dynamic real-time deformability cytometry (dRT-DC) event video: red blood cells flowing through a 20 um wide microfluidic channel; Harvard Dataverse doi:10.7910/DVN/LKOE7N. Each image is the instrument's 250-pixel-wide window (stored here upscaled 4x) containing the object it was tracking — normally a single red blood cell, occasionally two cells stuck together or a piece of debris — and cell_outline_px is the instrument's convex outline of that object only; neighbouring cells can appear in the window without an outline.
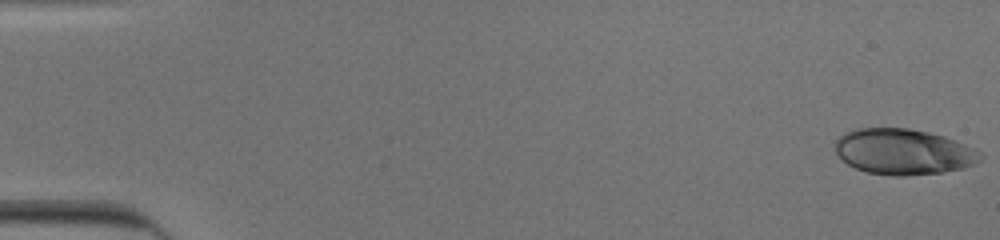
{"species": "human", "species_latin": "Homo sapiens", "temperature_condition": "cold", "stored_images_in_passage": 52, "camera_frame_rate_fps": 3000, "um_per_image_px": 0.085, "donor": {"sex": "male"}, "frame": {"image": 1, "passage_image": 1, "time_ms": 0.0, "image_size_px": [1000, 240], "cell_outline_px": [[984, 160], [976, 164], [964, 168], [940, 172], [904, 176], [892, 176], [868, 172], [856, 168], [848, 164], [836, 152], [836, 140], [840, 136], [856, 128], [908, 128], [928, 132], [944, 136], [976, 148], [984, 156]], "centroid_in_image_um": [76.86, 12.9], "position_along_channel_um": 8.1, "area_um2": 38.73}}
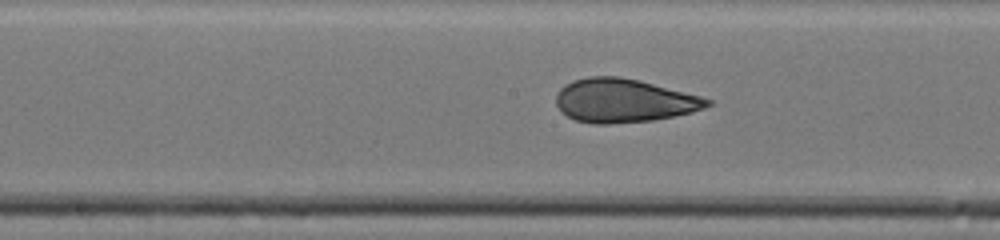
{"frame": {"image": 2, "passage_image": 28, "time_ms": 9.0, "image_size_px": [1000, 240], "cell_outline_px": [[712, 104], [704, 108], [692, 112], [652, 120], [608, 124], [596, 124], [576, 120], [568, 116], [556, 104], [556, 92], [564, 84], [572, 80], [588, 76], [620, 76], [640, 80], [700, 96], [712, 100]], "centroid_in_image_um": [53.01, 8.53], "position_along_channel_um": 195.2, "area_um2": 38.38}}
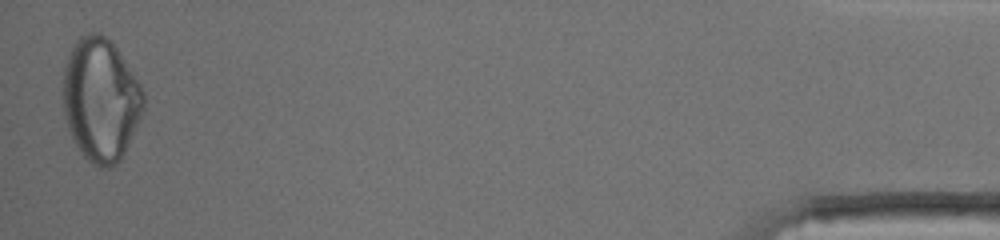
{"frame": {"image": 3, "passage_image": 52, "time_ms": 17.0, "image_size_px": [1000, 240], "cell_outline_px": [[144, 108], [124, 152], [120, 160], [116, 164], [108, 168], [100, 168], [92, 164], [80, 152], [72, 140], [64, 116], [64, 68], [68, 56], [76, 40], [80, 36], [88, 32], [100, 32], [108, 36], [140, 84], [144, 92]], "centroid_in_image_um": [8.55, 8.47], "position_along_channel_um": 426.7, "area_um2": 57.63}, "authors_computed_cell_mechanics": {"area_um2": 38.726, "velocity_mm_per_s": 3.9449, "shape_relaxation_time_tau1_ms": null, "shape_relaxation_time_tau2_ms": 1.2302, "deformation_change_tau1": null, "deformation_change_tau2": 0.0732}}